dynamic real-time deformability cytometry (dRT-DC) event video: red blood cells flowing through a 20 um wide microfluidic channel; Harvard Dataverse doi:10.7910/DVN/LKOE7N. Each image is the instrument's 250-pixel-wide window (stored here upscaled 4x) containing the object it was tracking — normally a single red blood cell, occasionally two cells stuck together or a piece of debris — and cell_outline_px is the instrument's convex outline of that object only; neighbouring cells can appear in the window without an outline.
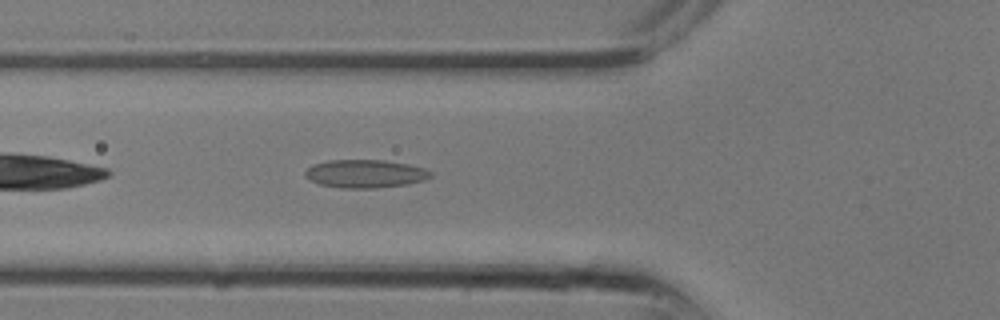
{"species": "common noctule bat (a hibernating species)", "species_latin": "Nyctalus noctula", "temperature_condition": "room temperature", "stored_images_in_passage": 9, "camera_frame_rate_fps": 3000, "um_per_image_px": 0.085, "animal": {"sex": "male", "body_mass_g": 13.3}, "frame": {"image": 1, "passage_image": 9, "time_ms": 2.667, "image_size_px": [1000, 320], "cell_outline_px": [[432, 176], [424, 180], [408, 184], [376, 188], [340, 188], [320, 184], [304, 176], [304, 172], [312, 164], [328, 160], [384, 160], [408, 164], [424, 168], [432, 172]], "centroid_in_image_um": [31.04, 14.76], "position_along_channel_um": 94.8, "area_um2": 20.63}}